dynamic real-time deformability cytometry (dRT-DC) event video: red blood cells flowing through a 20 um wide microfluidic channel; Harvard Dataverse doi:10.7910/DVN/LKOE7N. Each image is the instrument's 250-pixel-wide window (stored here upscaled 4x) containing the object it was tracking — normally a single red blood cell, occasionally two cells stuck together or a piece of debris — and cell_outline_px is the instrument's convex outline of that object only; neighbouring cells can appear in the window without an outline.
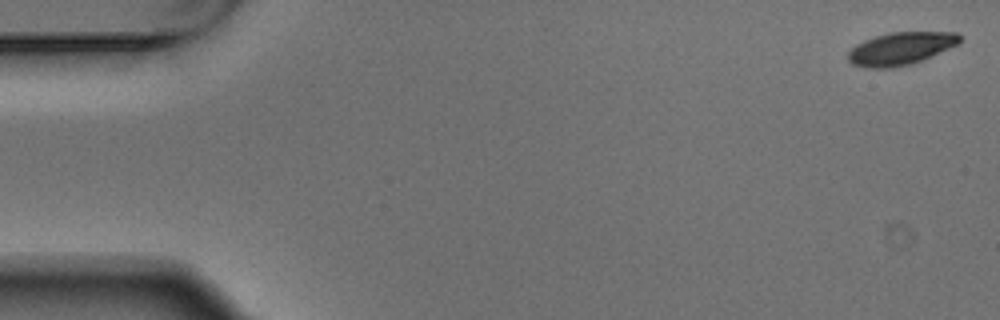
{"species": "Egyptian fruit bat (a non-hibernating species)", "species_latin": "Rousettus aegyptiacus", "temperature_condition": "warm", "stored_images_in_passage": 5, "camera_frame_rate_fps": 3000, "um_per_image_px": 0.085, "animal": {"sex": "male"}, "frame": {"image": 1, "passage_image": 1, "time_ms": 0.0, "image_size_px": [1000, 320], "cell_outline_px": [[960, 44], [912, 64], [892, 68], [868, 68], [852, 64], [848, 60], [848, 52], [856, 44], [864, 40], [888, 32], [956, 32], [960, 36]], "centroid_in_image_um": [76.56, 4.13], "position_along_channel_um": 8.4, "area_um2": 21.33}}
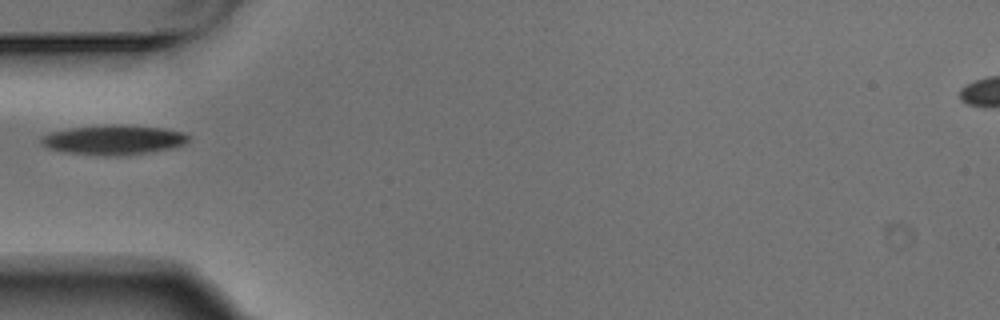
{"frame": {"image": 2, "passage_image": 5, "time_ms": 1.333, "image_size_px": [1000, 320], "cell_outline_px": [[192, 136], [184, 144], [172, 148], [152, 152], [120, 156], [104, 156], [64, 152], [48, 148], [40, 144], [40, 136], [52, 132], [72, 128], [108, 124], [120, 124], [164, 128], [184, 132]], "centroid_in_image_um": [9.68, 11.89], "position_along_channel_um": 75.3, "area_um2": 25.84}}